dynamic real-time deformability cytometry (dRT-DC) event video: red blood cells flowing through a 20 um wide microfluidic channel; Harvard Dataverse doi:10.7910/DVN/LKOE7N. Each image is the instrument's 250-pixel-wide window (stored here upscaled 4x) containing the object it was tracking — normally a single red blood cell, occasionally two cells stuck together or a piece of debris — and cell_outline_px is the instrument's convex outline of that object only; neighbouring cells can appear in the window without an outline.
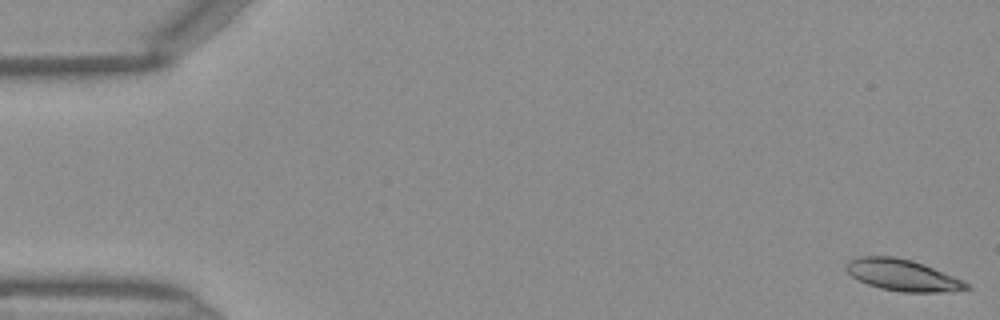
{"species": "Egyptian fruit bat (a non-hibernating species)", "species_latin": "Rousettus aegyptiacus", "temperature_condition": "warm", "stored_images_in_passage": 47, "camera_frame_rate_fps": 3000, "um_per_image_px": 0.085, "frame": {"image": 1, "passage_image": 1, "time_ms": 0.0, "image_size_px": [1000, 320], "cell_outline_px": [[972, 288], [952, 292], [904, 292], [880, 288], [868, 284], [852, 276], [844, 268], [844, 264], [848, 260], [856, 256], [892, 256], [912, 260], [924, 264], [964, 280], [972, 284]], "centroid_in_image_um": [76.75, 23.38], "position_along_channel_um": 8.3, "area_um2": 22.37}}
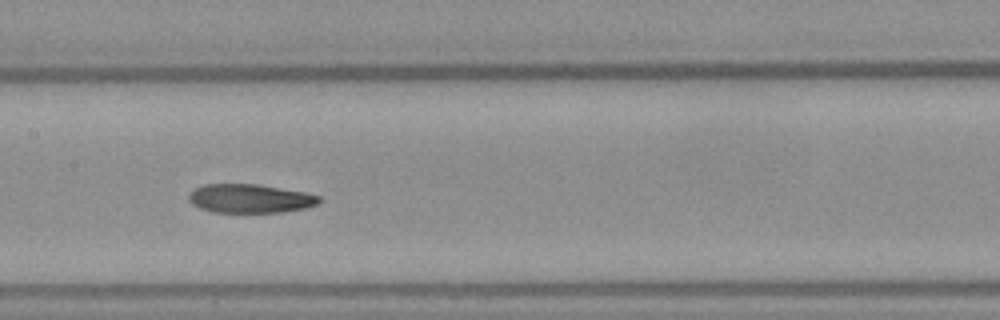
{"frame": {"image": 2, "passage_image": 23, "time_ms": 7.333, "image_size_px": [1000, 320], "cell_outline_px": [[324, 200], [316, 204], [304, 208], [284, 212], [212, 212], [200, 208], [192, 204], [188, 200], [188, 192], [204, 184], [260, 184], [304, 192], [320, 196]], "centroid_in_image_um": [21.24, 16.87], "position_along_channel_um": 186.2, "area_um2": 22.02}}
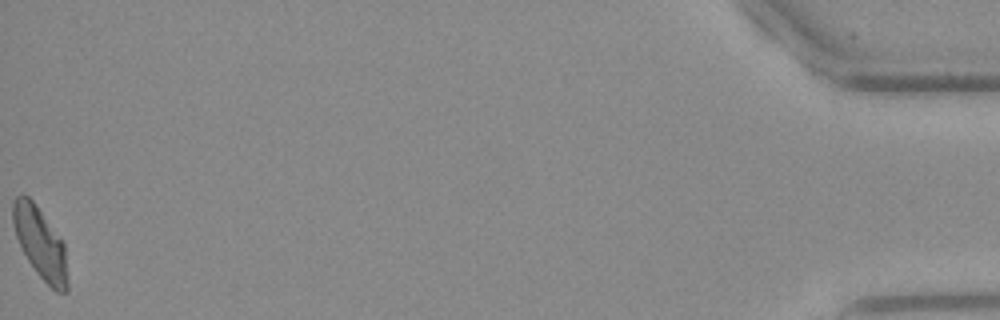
{"frame": {"image": 3, "passage_image": 47, "time_ms": 15.333, "image_size_px": [1000, 320], "cell_outline_px": [[68, 292], [56, 292], [36, 272], [28, 260], [16, 236], [12, 224], [12, 200], [16, 196], [28, 196], [36, 204], [64, 244], [68, 280]], "centroid_in_image_um": [3.41, 20.66], "position_along_channel_um": 431.8, "area_um2": 22.43}}